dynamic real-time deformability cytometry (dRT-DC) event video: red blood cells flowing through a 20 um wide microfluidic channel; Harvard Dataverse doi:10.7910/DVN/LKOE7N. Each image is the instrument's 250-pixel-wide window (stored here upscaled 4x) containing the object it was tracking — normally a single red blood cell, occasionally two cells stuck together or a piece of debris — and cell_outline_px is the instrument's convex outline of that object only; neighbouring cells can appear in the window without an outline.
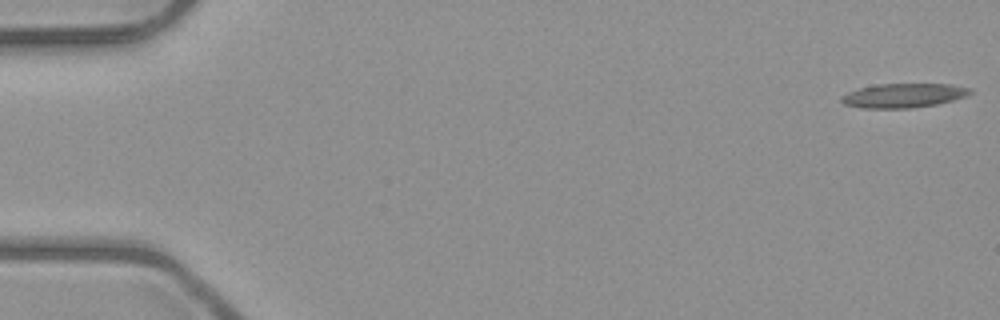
{"species": "common noctule bat (a hibernating species)", "species_latin": "Nyctalus noctula", "temperature_condition": "room temperature", "stored_images_in_passage": 6, "camera_frame_rate_fps": 3000, "um_per_image_px": 0.085, "animal": {"sex": "male", "body_mass_g": 23.1, "forearm_length_mm": 52.7}, "frame": {"image": 1, "passage_image": 1, "time_ms": 0.0, "image_size_px": [1000, 320], "cell_outline_px": [[972, 92], [968, 96], [936, 104], [912, 108], [860, 108], [844, 104], [840, 100], [840, 96], [848, 92], [860, 88], [876, 84], [948, 84], [972, 88]], "centroid_in_image_um": [76.79, 8.12], "position_along_channel_um": 8.2, "area_um2": 18.21}}
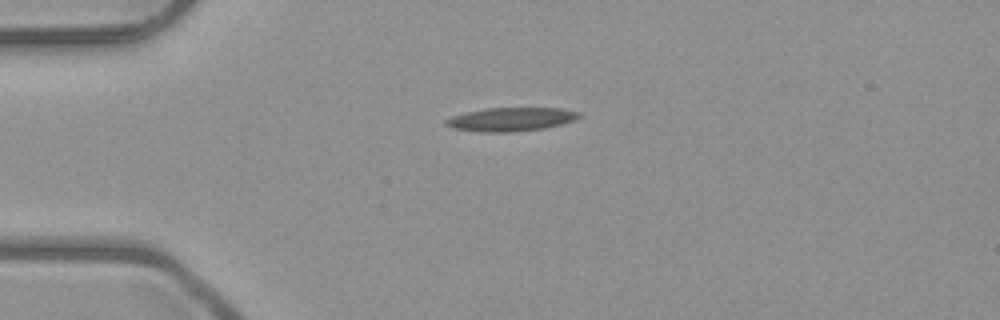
{"frame": {"image": 2, "passage_image": 4, "time_ms": 4.0, "image_size_px": [1000, 320], "cell_outline_px": [[580, 116], [576, 120], [544, 128], [512, 132], [480, 132], [452, 128], [444, 124], [444, 120], [452, 116], [468, 112], [488, 108], [560, 108], [580, 112]], "centroid_in_image_um": [43.42, 10.14], "position_along_channel_um": 41.6, "area_um2": 18.26}}
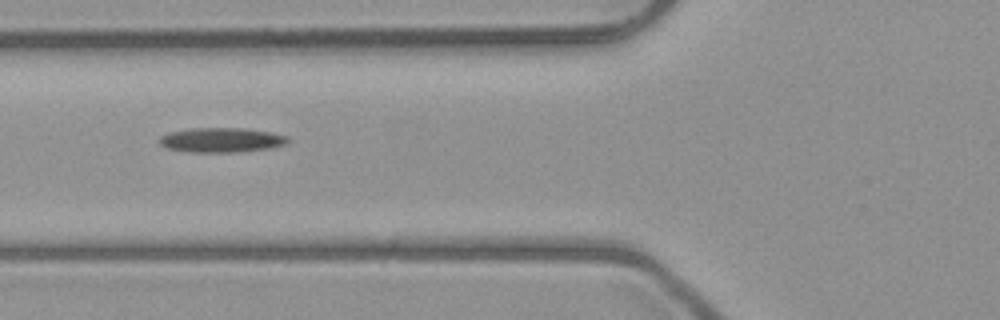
{"frame": {"image": 3, "passage_image": 6, "time_ms": 6.333, "image_size_px": [1000, 320], "cell_outline_px": [[288, 140], [284, 144], [272, 148], [236, 152], [192, 152], [168, 148], [160, 144], [160, 136], [172, 132], [192, 128], [244, 128], [272, 132], [288, 136]], "centroid_in_image_um": [18.86, 11.9], "position_along_channel_um": 106.9, "area_um2": 18.26}}